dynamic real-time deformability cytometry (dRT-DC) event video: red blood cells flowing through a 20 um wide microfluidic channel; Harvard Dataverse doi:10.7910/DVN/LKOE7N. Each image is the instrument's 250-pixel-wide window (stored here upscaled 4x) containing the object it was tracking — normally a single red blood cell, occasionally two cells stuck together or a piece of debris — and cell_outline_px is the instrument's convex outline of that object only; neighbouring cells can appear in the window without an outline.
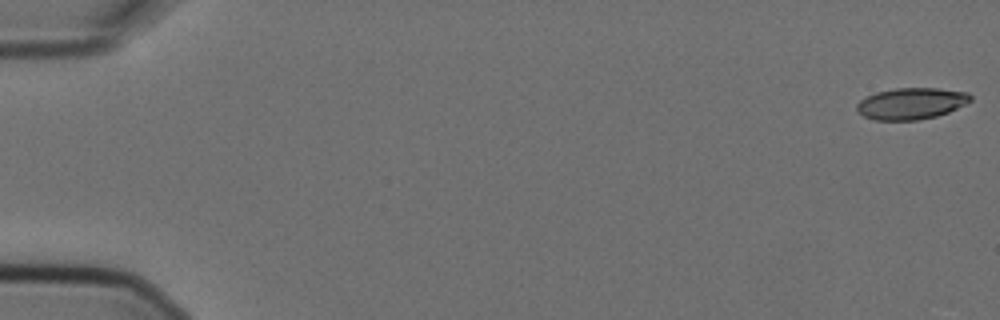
{"species": "Egyptian fruit bat (a non-hibernating species)", "species_latin": "Rousettus aegyptiacus", "temperature_condition": "cold", "stored_images_in_passage": 5, "camera_frame_rate_fps": 3000, "um_per_image_px": 0.085, "animal": {"sex": "female"}, "frame": {"image": 1, "passage_image": 1, "time_ms": 0.0, "image_size_px": [1000, 320], "cell_outline_px": [[972, 100], [968, 104], [948, 112], [936, 116], [916, 120], [872, 120], [856, 112], [856, 104], [860, 100], [876, 92], [896, 88], [940, 88], [968, 92], [972, 96]], "centroid_in_image_um": [77.47, 8.8], "position_along_channel_um": 7.5, "area_um2": 21.1}}
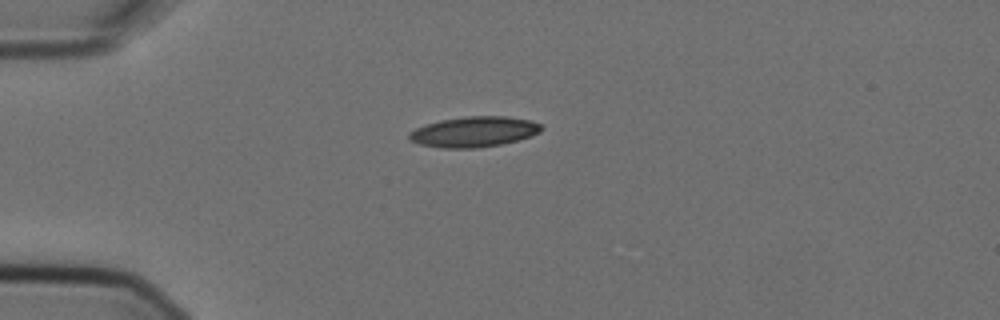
{"frame": {"image": 2, "passage_image": 5, "time_ms": 1.333, "image_size_px": [1000, 320], "cell_outline_px": [[544, 128], [540, 132], [532, 136], [500, 144], [476, 148], [440, 148], [420, 144], [412, 140], [408, 136], [408, 132], [416, 128], [440, 120], [468, 116], [504, 116], [528, 120], [540, 124]], "centroid_in_image_um": [40.29, 11.2], "position_along_channel_um": 44.7, "area_um2": 23.24}}